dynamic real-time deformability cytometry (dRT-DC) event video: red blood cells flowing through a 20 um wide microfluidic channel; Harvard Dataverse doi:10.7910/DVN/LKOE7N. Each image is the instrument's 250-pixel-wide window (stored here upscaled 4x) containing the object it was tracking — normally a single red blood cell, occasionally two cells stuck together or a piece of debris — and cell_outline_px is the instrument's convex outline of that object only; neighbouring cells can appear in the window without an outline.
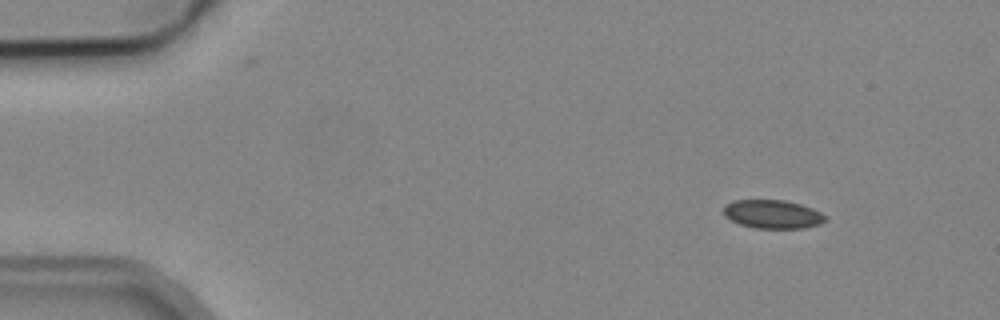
{"species": "common noctule bat (a hibernating species)", "species_latin": "Nyctalus noctula", "temperature_condition": "cold", "stored_images_in_passage": 8, "camera_frame_rate_fps": 3000, "um_per_image_px": 0.085, "animal": {"sex": "male", "body_mass_g": 19.2, "forearm_length_mm": 51.8}, "frame": {"image": 1, "passage_image": 1, "time_ms": 0.0, "image_size_px": [1000, 320], "cell_outline_px": [[828, 220], [820, 224], [804, 228], [752, 228], [740, 224], [724, 216], [724, 204], [732, 200], [784, 200], [800, 204], [812, 208], [828, 216]], "centroid_in_image_um": [65.69, 18.2], "position_along_channel_um": 19.3, "area_um2": 17.11}}
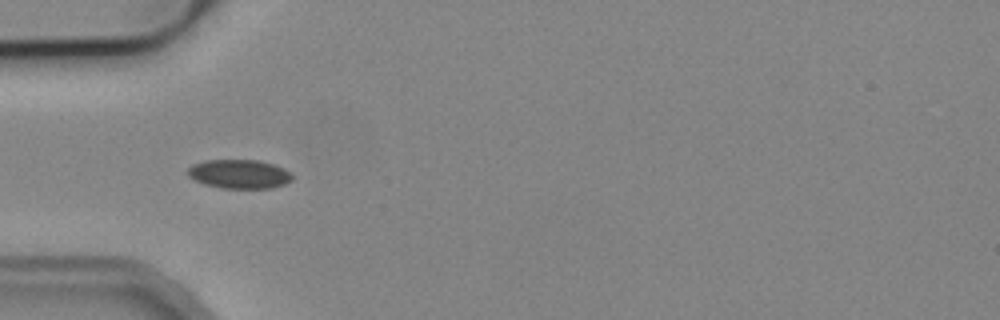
{"frame": {"image": 2, "passage_image": 4, "time_ms": 3.667, "image_size_px": [1000, 320], "cell_outline_px": [[292, 180], [284, 184], [272, 188], [220, 188], [204, 184], [188, 176], [188, 168], [192, 164], [204, 160], [260, 160], [276, 164], [284, 168], [292, 176]], "centroid_in_image_um": [20.34, 14.78], "position_along_channel_um": 64.7, "area_um2": 17.74}}
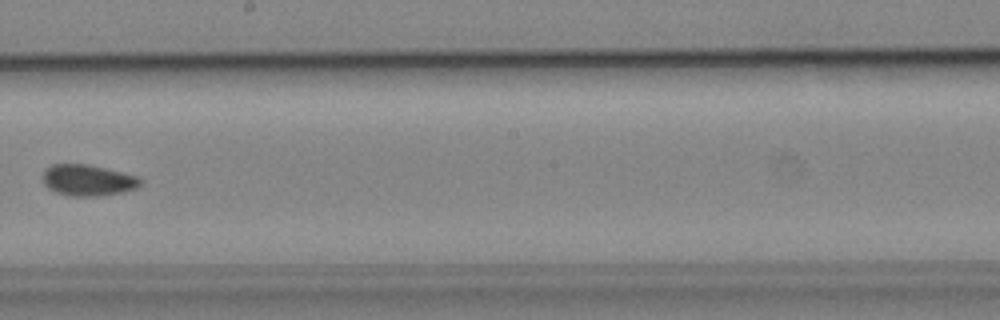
{"frame": {"image": 3, "passage_image": 8, "time_ms": 8.333, "image_size_px": [1000, 320], "cell_outline_px": [[144, 180], [136, 188], [120, 192], [100, 196], [72, 196], [56, 192], [48, 188], [44, 184], [40, 176], [52, 164], [88, 164], [140, 176]], "centroid_in_image_um": [7.48, 15.31], "position_along_channel_um": 240.7, "area_um2": 17.86}}